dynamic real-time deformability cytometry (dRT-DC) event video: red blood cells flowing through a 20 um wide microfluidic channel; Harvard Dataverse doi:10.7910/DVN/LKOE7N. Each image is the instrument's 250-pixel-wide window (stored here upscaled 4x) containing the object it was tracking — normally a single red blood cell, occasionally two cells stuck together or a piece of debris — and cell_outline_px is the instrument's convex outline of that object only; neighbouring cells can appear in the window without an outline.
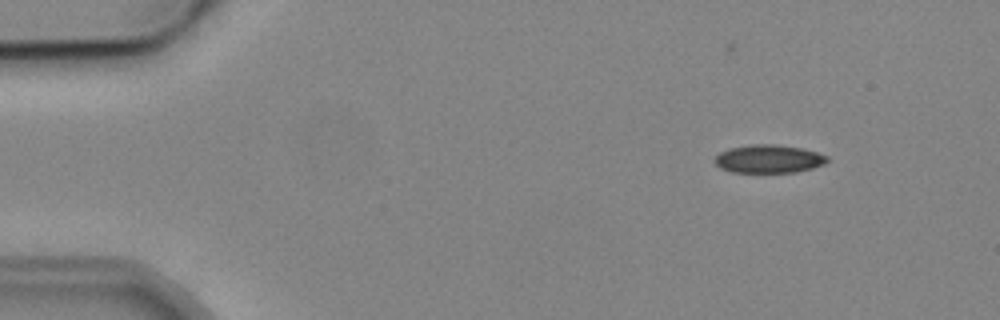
{"species": "common noctule bat (a hibernating species)", "species_latin": "Nyctalus noctula", "temperature_condition": "cold", "stored_images_in_passage": 6, "camera_frame_rate_fps": 3000, "um_per_image_px": 0.085, "animal": {"sex": "male", "body_mass_g": 19.2, "forearm_length_mm": 51.8}, "frame": {"image": 1, "passage_image": 1, "time_ms": 0.0, "image_size_px": [1000, 320], "cell_outline_px": [[828, 160], [824, 164], [812, 168], [796, 172], [732, 172], [720, 168], [716, 164], [716, 156], [720, 152], [728, 148], [752, 144], [772, 144], [800, 148], [816, 152], [828, 156]], "centroid_in_image_um": [65.33, 13.5], "position_along_channel_um": 19.7, "area_um2": 18.32}}
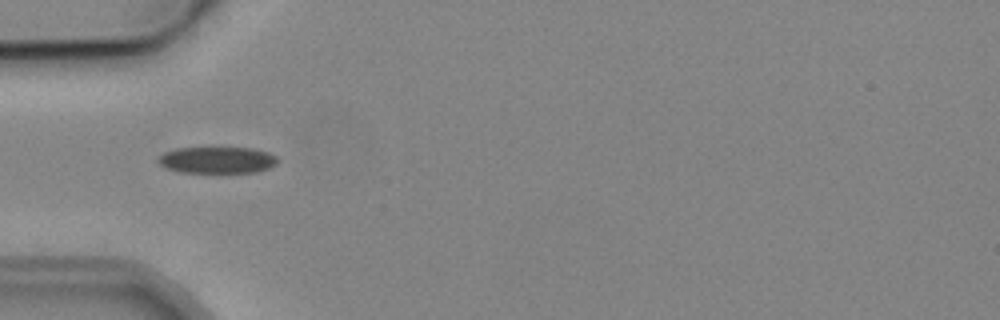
{"frame": {"image": 2, "passage_image": 4, "time_ms": 3.667, "image_size_px": [1000, 320], "cell_outline_px": [[280, 160], [276, 164], [268, 168], [256, 172], [180, 172], [164, 168], [156, 160], [156, 156], [164, 152], [176, 148], [208, 144], [212, 144], [252, 148], [268, 152], [276, 156]], "centroid_in_image_um": [18.4, 13.53], "position_along_channel_um": 66.6, "area_um2": 19.77}}
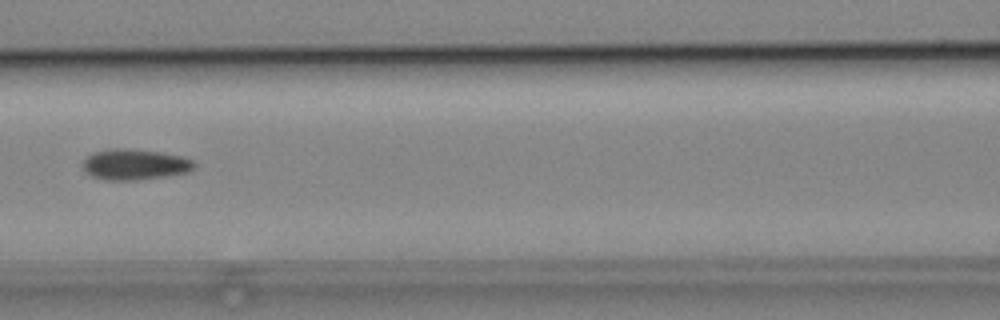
{"frame": {"image": 3, "passage_image": 6, "time_ms": 6.0, "image_size_px": [1000, 320], "cell_outline_px": [[196, 168], [188, 172], [168, 176], [136, 180], [104, 180], [92, 176], [84, 172], [80, 164], [92, 152], [112, 148], [128, 148], [160, 152], [180, 156], [192, 160], [196, 164]], "centroid_in_image_um": [11.43, 13.98], "position_along_channel_um": 155.2, "area_um2": 20.29}}